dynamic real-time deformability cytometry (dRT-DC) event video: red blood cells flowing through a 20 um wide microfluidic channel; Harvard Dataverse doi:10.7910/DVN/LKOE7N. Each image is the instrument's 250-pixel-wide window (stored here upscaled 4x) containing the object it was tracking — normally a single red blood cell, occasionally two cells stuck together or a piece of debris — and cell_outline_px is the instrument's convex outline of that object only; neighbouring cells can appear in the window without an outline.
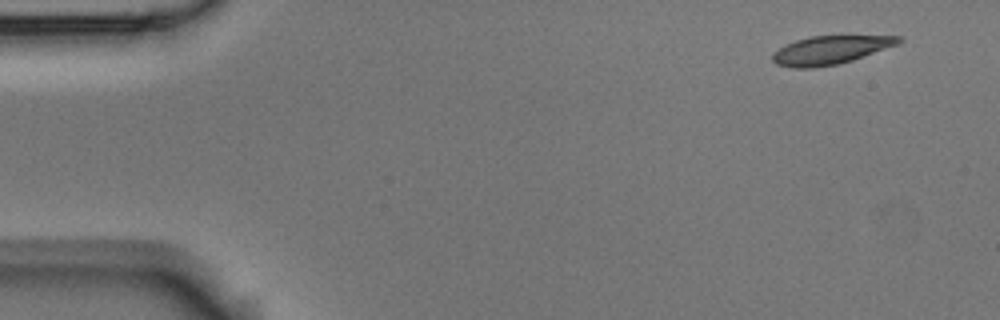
{"species": "Egyptian fruit bat (a non-hibernating species)", "species_latin": "Rousettus aegyptiacus", "temperature_condition": "room temperature", "stored_images_in_passage": 5, "camera_frame_rate_fps": 3000, "um_per_image_px": 0.085, "animal": {"sex": "male"}, "frame": {"image": 1, "passage_image": 1, "time_ms": 0.0, "image_size_px": [1000, 320], "cell_outline_px": [[904, 40], [900, 44], [852, 60], [836, 64], [816, 68], [792, 68], [776, 64], [772, 60], [772, 52], [796, 40], [812, 36], [900, 36]], "centroid_in_image_um": [70.59, 4.26], "position_along_channel_um": 14.4, "area_um2": 20.81}}
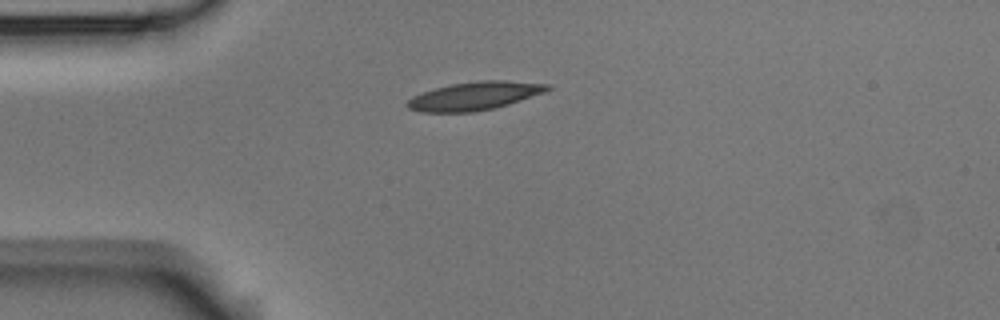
{"frame": {"image": 2, "passage_image": 4, "time_ms": 1.0, "image_size_px": [1000, 320], "cell_outline_px": [[552, 88], [544, 92], [508, 104], [476, 112], [420, 112], [408, 108], [404, 104], [412, 96], [436, 88], [452, 84], [480, 80], [504, 80], [552, 84]], "centroid_in_image_um": [40.33, 8.15], "position_along_channel_um": 44.7, "area_um2": 23.0}}